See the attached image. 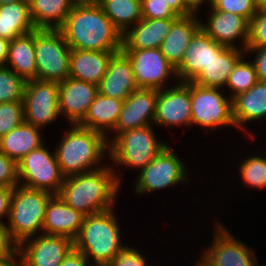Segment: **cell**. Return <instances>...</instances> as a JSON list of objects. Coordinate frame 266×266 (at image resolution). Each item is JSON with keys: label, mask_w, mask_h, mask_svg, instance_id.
Instances as JSON below:
<instances>
[{"label": "cell", "mask_w": 266, "mask_h": 266, "mask_svg": "<svg viewBox=\"0 0 266 266\" xmlns=\"http://www.w3.org/2000/svg\"><path fill=\"white\" fill-rule=\"evenodd\" d=\"M121 51L131 62L138 88L161 90L166 88V80L169 77L177 78L175 67L166 60L160 48L121 49Z\"/></svg>", "instance_id": "cell-12"}, {"label": "cell", "mask_w": 266, "mask_h": 266, "mask_svg": "<svg viewBox=\"0 0 266 266\" xmlns=\"http://www.w3.org/2000/svg\"><path fill=\"white\" fill-rule=\"evenodd\" d=\"M210 17L207 23L201 21V28L211 36L217 43L226 47H238L234 43L241 39V49H246L248 41L249 21L237 14L218 11L211 4L209 5Z\"/></svg>", "instance_id": "cell-19"}, {"label": "cell", "mask_w": 266, "mask_h": 266, "mask_svg": "<svg viewBox=\"0 0 266 266\" xmlns=\"http://www.w3.org/2000/svg\"><path fill=\"white\" fill-rule=\"evenodd\" d=\"M59 83L28 80L23 96L24 122L41 129L52 123L60 114Z\"/></svg>", "instance_id": "cell-11"}, {"label": "cell", "mask_w": 266, "mask_h": 266, "mask_svg": "<svg viewBox=\"0 0 266 266\" xmlns=\"http://www.w3.org/2000/svg\"><path fill=\"white\" fill-rule=\"evenodd\" d=\"M70 51L60 29H35L37 79L59 83L68 78Z\"/></svg>", "instance_id": "cell-7"}, {"label": "cell", "mask_w": 266, "mask_h": 266, "mask_svg": "<svg viewBox=\"0 0 266 266\" xmlns=\"http://www.w3.org/2000/svg\"><path fill=\"white\" fill-rule=\"evenodd\" d=\"M98 94V86L85 81L66 78L59 82V110L71 125L79 124Z\"/></svg>", "instance_id": "cell-18"}, {"label": "cell", "mask_w": 266, "mask_h": 266, "mask_svg": "<svg viewBox=\"0 0 266 266\" xmlns=\"http://www.w3.org/2000/svg\"><path fill=\"white\" fill-rule=\"evenodd\" d=\"M194 266H208V265L200 258V261L197 263V265L195 264Z\"/></svg>", "instance_id": "cell-52"}, {"label": "cell", "mask_w": 266, "mask_h": 266, "mask_svg": "<svg viewBox=\"0 0 266 266\" xmlns=\"http://www.w3.org/2000/svg\"><path fill=\"white\" fill-rule=\"evenodd\" d=\"M123 102L121 99L98 93L78 125L102 133L108 139V131L115 129Z\"/></svg>", "instance_id": "cell-26"}, {"label": "cell", "mask_w": 266, "mask_h": 266, "mask_svg": "<svg viewBox=\"0 0 266 266\" xmlns=\"http://www.w3.org/2000/svg\"><path fill=\"white\" fill-rule=\"evenodd\" d=\"M218 11H225L237 14L248 21L257 13L259 0H209Z\"/></svg>", "instance_id": "cell-37"}, {"label": "cell", "mask_w": 266, "mask_h": 266, "mask_svg": "<svg viewBox=\"0 0 266 266\" xmlns=\"http://www.w3.org/2000/svg\"><path fill=\"white\" fill-rule=\"evenodd\" d=\"M117 52L71 49L69 77L98 85Z\"/></svg>", "instance_id": "cell-23"}, {"label": "cell", "mask_w": 266, "mask_h": 266, "mask_svg": "<svg viewBox=\"0 0 266 266\" xmlns=\"http://www.w3.org/2000/svg\"><path fill=\"white\" fill-rule=\"evenodd\" d=\"M35 29L29 0L0 5V37L11 41Z\"/></svg>", "instance_id": "cell-29"}, {"label": "cell", "mask_w": 266, "mask_h": 266, "mask_svg": "<svg viewBox=\"0 0 266 266\" xmlns=\"http://www.w3.org/2000/svg\"><path fill=\"white\" fill-rule=\"evenodd\" d=\"M85 215L67 205L59 195H53L46 207L42 234L78 237Z\"/></svg>", "instance_id": "cell-20"}, {"label": "cell", "mask_w": 266, "mask_h": 266, "mask_svg": "<svg viewBox=\"0 0 266 266\" xmlns=\"http://www.w3.org/2000/svg\"><path fill=\"white\" fill-rule=\"evenodd\" d=\"M256 52L253 59V63L255 65V69L257 72L258 80L266 82V46L260 48H252V49H245L247 53Z\"/></svg>", "instance_id": "cell-43"}, {"label": "cell", "mask_w": 266, "mask_h": 266, "mask_svg": "<svg viewBox=\"0 0 266 266\" xmlns=\"http://www.w3.org/2000/svg\"><path fill=\"white\" fill-rule=\"evenodd\" d=\"M259 8L266 10V0H259Z\"/></svg>", "instance_id": "cell-50"}, {"label": "cell", "mask_w": 266, "mask_h": 266, "mask_svg": "<svg viewBox=\"0 0 266 266\" xmlns=\"http://www.w3.org/2000/svg\"><path fill=\"white\" fill-rule=\"evenodd\" d=\"M87 263H89L87 257L73 247L59 266H94L91 263Z\"/></svg>", "instance_id": "cell-44"}, {"label": "cell", "mask_w": 266, "mask_h": 266, "mask_svg": "<svg viewBox=\"0 0 266 266\" xmlns=\"http://www.w3.org/2000/svg\"><path fill=\"white\" fill-rule=\"evenodd\" d=\"M157 89L138 88L123 102L121 113L113 133L112 141L118 134L128 130L154 125ZM152 123V124H151Z\"/></svg>", "instance_id": "cell-16"}, {"label": "cell", "mask_w": 266, "mask_h": 266, "mask_svg": "<svg viewBox=\"0 0 266 266\" xmlns=\"http://www.w3.org/2000/svg\"><path fill=\"white\" fill-rule=\"evenodd\" d=\"M221 88L205 87L191 82V125L208 129L235 126L232 99L225 97Z\"/></svg>", "instance_id": "cell-9"}, {"label": "cell", "mask_w": 266, "mask_h": 266, "mask_svg": "<svg viewBox=\"0 0 266 266\" xmlns=\"http://www.w3.org/2000/svg\"><path fill=\"white\" fill-rule=\"evenodd\" d=\"M9 40L0 37V67H5L7 56H8V47H9Z\"/></svg>", "instance_id": "cell-47"}, {"label": "cell", "mask_w": 266, "mask_h": 266, "mask_svg": "<svg viewBox=\"0 0 266 266\" xmlns=\"http://www.w3.org/2000/svg\"><path fill=\"white\" fill-rule=\"evenodd\" d=\"M225 48L200 28L192 37L182 61L175 68L179 82H192L214 56H218Z\"/></svg>", "instance_id": "cell-17"}, {"label": "cell", "mask_w": 266, "mask_h": 266, "mask_svg": "<svg viewBox=\"0 0 266 266\" xmlns=\"http://www.w3.org/2000/svg\"><path fill=\"white\" fill-rule=\"evenodd\" d=\"M12 191L13 188L0 186V219L2 218V216L8 218ZM0 225L6 224L5 222H2V220H0Z\"/></svg>", "instance_id": "cell-45"}, {"label": "cell", "mask_w": 266, "mask_h": 266, "mask_svg": "<svg viewBox=\"0 0 266 266\" xmlns=\"http://www.w3.org/2000/svg\"><path fill=\"white\" fill-rule=\"evenodd\" d=\"M18 183L17 162L0 151V186L15 188Z\"/></svg>", "instance_id": "cell-40"}, {"label": "cell", "mask_w": 266, "mask_h": 266, "mask_svg": "<svg viewBox=\"0 0 266 266\" xmlns=\"http://www.w3.org/2000/svg\"><path fill=\"white\" fill-rule=\"evenodd\" d=\"M180 16L171 27L170 32L163 40L160 50L166 60L175 68L183 59L184 52L194 34L201 28V20L196 15Z\"/></svg>", "instance_id": "cell-24"}, {"label": "cell", "mask_w": 266, "mask_h": 266, "mask_svg": "<svg viewBox=\"0 0 266 266\" xmlns=\"http://www.w3.org/2000/svg\"><path fill=\"white\" fill-rule=\"evenodd\" d=\"M39 130V128L23 122L0 138V151L18 162L29 152L43 145L44 141Z\"/></svg>", "instance_id": "cell-30"}, {"label": "cell", "mask_w": 266, "mask_h": 266, "mask_svg": "<svg viewBox=\"0 0 266 266\" xmlns=\"http://www.w3.org/2000/svg\"><path fill=\"white\" fill-rule=\"evenodd\" d=\"M245 50L237 47H226L192 81L205 87L222 88L226 86L230 73L242 58Z\"/></svg>", "instance_id": "cell-28"}, {"label": "cell", "mask_w": 266, "mask_h": 266, "mask_svg": "<svg viewBox=\"0 0 266 266\" xmlns=\"http://www.w3.org/2000/svg\"><path fill=\"white\" fill-rule=\"evenodd\" d=\"M39 233L18 246V266H59L74 247L69 237Z\"/></svg>", "instance_id": "cell-13"}, {"label": "cell", "mask_w": 266, "mask_h": 266, "mask_svg": "<svg viewBox=\"0 0 266 266\" xmlns=\"http://www.w3.org/2000/svg\"><path fill=\"white\" fill-rule=\"evenodd\" d=\"M239 173L244 182L252 188L264 189L266 187V157L250 156L240 162Z\"/></svg>", "instance_id": "cell-35"}, {"label": "cell", "mask_w": 266, "mask_h": 266, "mask_svg": "<svg viewBox=\"0 0 266 266\" xmlns=\"http://www.w3.org/2000/svg\"><path fill=\"white\" fill-rule=\"evenodd\" d=\"M53 153L51 154L43 144L20 159L17 162L18 180H21L19 185L58 195L65 177L57 162L55 151Z\"/></svg>", "instance_id": "cell-8"}, {"label": "cell", "mask_w": 266, "mask_h": 266, "mask_svg": "<svg viewBox=\"0 0 266 266\" xmlns=\"http://www.w3.org/2000/svg\"><path fill=\"white\" fill-rule=\"evenodd\" d=\"M244 56L237 62L230 73L227 86L232 91L229 97L232 99L236 95L251 89L259 80L255 65L252 61H245Z\"/></svg>", "instance_id": "cell-33"}, {"label": "cell", "mask_w": 266, "mask_h": 266, "mask_svg": "<svg viewBox=\"0 0 266 266\" xmlns=\"http://www.w3.org/2000/svg\"><path fill=\"white\" fill-rule=\"evenodd\" d=\"M148 125L118 134L109 143L108 156L114 164L138 170L145 168L167 146Z\"/></svg>", "instance_id": "cell-6"}, {"label": "cell", "mask_w": 266, "mask_h": 266, "mask_svg": "<svg viewBox=\"0 0 266 266\" xmlns=\"http://www.w3.org/2000/svg\"><path fill=\"white\" fill-rule=\"evenodd\" d=\"M26 80L10 67H0V103L23 102Z\"/></svg>", "instance_id": "cell-34"}, {"label": "cell", "mask_w": 266, "mask_h": 266, "mask_svg": "<svg viewBox=\"0 0 266 266\" xmlns=\"http://www.w3.org/2000/svg\"><path fill=\"white\" fill-rule=\"evenodd\" d=\"M24 122L23 102L0 103V138Z\"/></svg>", "instance_id": "cell-36"}, {"label": "cell", "mask_w": 266, "mask_h": 266, "mask_svg": "<svg viewBox=\"0 0 266 266\" xmlns=\"http://www.w3.org/2000/svg\"><path fill=\"white\" fill-rule=\"evenodd\" d=\"M18 245L12 240L6 225H0V259H18Z\"/></svg>", "instance_id": "cell-42"}, {"label": "cell", "mask_w": 266, "mask_h": 266, "mask_svg": "<svg viewBox=\"0 0 266 266\" xmlns=\"http://www.w3.org/2000/svg\"><path fill=\"white\" fill-rule=\"evenodd\" d=\"M185 163L171 146H165L156 158L139 170L134 188L139 195L162 190L178 183L188 182Z\"/></svg>", "instance_id": "cell-10"}, {"label": "cell", "mask_w": 266, "mask_h": 266, "mask_svg": "<svg viewBox=\"0 0 266 266\" xmlns=\"http://www.w3.org/2000/svg\"><path fill=\"white\" fill-rule=\"evenodd\" d=\"M97 3L122 35L143 18L141 0H98Z\"/></svg>", "instance_id": "cell-32"}, {"label": "cell", "mask_w": 266, "mask_h": 266, "mask_svg": "<svg viewBox=\"0 0 266 266\" xmlns=\"http://www.w3.org/2000/svg\"><path fill=\"white\" fill-rule=\"evenodd\" d=\"M0 266H18V259H0Z\"/></svg>", "instance_id": "cell-49"}, {"label": "cell", "mask_w": 266, "mask_h": 266, "mask_svg": "<svg viewBox=\"0 0 266 266\" xmlns=\"http://www.w3.org/2000/svg\"><path fill=\"white\" fill-rule=\"evenodd\" d=\"M178 16H189L196 11L186 2V0H163Z\"/></svg>", "instance_id": "cell-46"}, {"label": "cell", "mask_w": 266, "mask_h": 266, "mask_svg": "<svg viewBox=\"0 0 266 266\" xmlns=\"http://www.w3.org/2000/svg\"><path fill=\"white\" fill-rule=\"evenodd\" d=\"M10 69L26 81L37 79L35 30L9 42L7 61Z\"/></svg>", "instance_id": "cell-27"}, {"label": "cell", "mask_w": 266, "mask_h": 266, "mask_svg": "<svg viewBox=\"0 0 266 266\" xmlns=\"http://www.w3.org/2000/svg\"><path fill=\"white\" fill-rule=\"evenodd\" d=\"M22 0H0V5L8 4V3H14Z\"/></svg>", "instance_id": "cell-51"}, {"label": "cell", "mask_w": 266, "mask_h": 266, "mask_svg": "<svg viewBox=\"0 0 266 266\" xmlns=\"http://www.w3.org/2000/svg\"><path fill=\"white\" fill-rule=\"evenodd\" d=\"M178 18H142L122 35V49H156L170 32Z\"/></svg>", "instance_id": "cell-22"}, {"label": "cell", "mask_w": 266, "mask_h": 266, "mask_svg": "<svg viewBox=\"0 0 266 266\" xmlns=\"http://www.w3.org/2000/svg\"><path fill=\"white\" fill-rule=\"evenodd\" d=\"M232 114L236 127L245 129L247 122L266 117V82L258 81L251 89L232 98ZM246 122V123H245Z\"/></svg>", "instance_id": "cell-25"}, {"label": "cell", "mask_w": 266, "mask_h": 266, "mask_svg": "<svg viewBox=\"0 0 266 266\" xmlns=\"http://www.w3.org/2000/svg\"><path fill=\"white\" fill-rule=\"evenodd\" d=\"M71 49L121 51L122 34L97 2H76L60 28Z\"/></svg>", "instance_id": "cell-1"}, {"label": "cell", "mask_w": 266, "mask_h": 266, "mask_svg": "<svg viewBox=\"0 0 266 266\" xmlns=\"http://www.w3.org/2000/svg\"><path fill=\"white\" fill-rule=\"evenodd\" d=\"M76 2H97L98 0H75Z\"/></svg>", "instance_id": "cell-53"}, {"label": "cell", "mask_w": 266, "mask_h": 266, "mask_svg": "<svg viewBox=\"0 0 266 266\" xmlns=\"http://www.w3.org/2000/svg\"><path fill=\"white\" fill-rule=\"evenodd\" d=\"M142 17L145 19L179 18L163 0H141Z\"/></svg>", "instance_id": "cell-39"}, {"label": "cell", "mask_w": 266, "mask_h": 266, "mask_svg": "<svg viewBox=\"0 0 266 266\" xmlns=\"http://www.w3.org/2000/svg\"><path fill=\"white\" fill-rule=\"evenodd\" d=\"M191 116V82L158 90L154 125L190 126Z\"/></svg>", "instance_id": "cell-15"}, {"label": "cell", "mask_w": 266, "mask_h": 266, "mask_svg": "<svg viewBox=\"0 0 266 266\" xmlns=\"http://www.w3.org/2000/svg\"><path fill=\"white\" fill-rule=\"evenodd\" d=\"M212 245L206 249L201 259L208 266H255L254 251L233 237L222 224L215 226Z\"/></svg>", "instance_id": "cell-14"}, {"label": "cell", "mask_w": 266, "mask_h": 266, "mask_svg": "<svg viewBox=\"0 0 266 266\" xmlns=\"http://www.w3.org/2000/svg\"><path fill=\"white\" fill-rule=\"evenodd\" d=\"M55 148L57 162L65 178L97 170L104 154L109 152L105 135L80 125H71Z\"/></svg>", "instance_id": "cell-3"}, {"label": "cell", "mask_w": 266, "mask_h": 266, "mask_svg": "<svg viewBox=\"0 0 266 266\" xmlns=\"http://www.w3.org/2000/svg\"><path fill=\"white\" fill-rule=\"evenodd\" d=\"M106 266H151L135 248L126 246Z\"/></svg>", "instance_id": "cell-41"}, {"label": "cell", "mask_w": 266, "mask_h": 266, "mask_svg": "<svg viewBox=\"0 0 266 266\" xmlns=\"http://www.w3.org/2000/svg\"><path fill=\"white\" fill-rule=\"evenodd\" d=\"M97 86L101 95L123 101L138 89L131 62L122 51L112 56L107 71Z\"/></svg>", "instance_id": "cell-21"}, {"label": "cell", "mask_w": 266, "mask_h": 266, "mask_svg": "<svg viewBox=\"0 0 266 266\" xmlns=\"http://www.w3.org/2000/svg\"><path fill=\"white\" fill-rule=\"evenodd\" d=\"M75 3V0H29L36 29H60Z\"/></svg>", "instance_id": "cell-31"}, {"label": "cell", "mask_w": 266, "mask_h": 266, "mask_svg": "<svg viewBox=\"0 0 266 266\" xmlns=\"http://www.w3.org/2000/svg\"><path fill=\"white\" fill-rule=\"evenodd\" d=\"M264 46H266V10L258 8L257 13L249 21L246 49Z\"/></svg>", "instance_id": "cell-38"}, {"label": "cell", "mask_w": 266, "mask_h": 266, "mask_svg": "<svg viewBox=\"0 0 266 266\" xmlns=\"http://www.w3.org/2000/svg\"><path fill=\"white\" fill-rule=\"evenodd\" d=\"M53 194L23 187L13 188L8 224L12 240L19 246L23 241L39 235L42 231L47 204Z\"/></svg>", "instance_id": "cell-5"}, {"label": "cell", "mask_w": 266, "mask_h": 266, "mask_svg": "<svg viewBox=\"0 0 266 266\" xmlns=\"http://www.w3.org/2000/svg\"><path fill=\"white\" fill-rule=\"evenodd\" d=\"M112 167L103 166L65 178L58 195L85 216L114 208L121 178Z\"/></svg>", "instance_id": "cell-2"}, {"label": "cell", "mask_w": 266, "mask_h": 266, "mask_svg": "<svg viewBox=\"0 0 266 266\" xmlns=\"http://www.w3.org/2000/svg\"><path fill=\"white\" fill-rule=\"evenodd\" d=\"M113 209L84 217L74 247L87 259L92 258L94 266H106L127 245L121 243L120 227Z\"/></svg>", "instance_id": "cell-4"}, {"label": "cell", "mask_w": 266, "mask_h": 266, "mask_svg": "<svg viewBox=\"0 0 266 266\" xmlns=\"http://www.w3.org/2000/svg\"><path fill=\"white\" fill-rule=\"evenodd\" d=\"M186 2L195 10L199 12V8L203 3H209V0H186Z\"/></svg>", "instance_id": "cell-48"}]
</instances>
